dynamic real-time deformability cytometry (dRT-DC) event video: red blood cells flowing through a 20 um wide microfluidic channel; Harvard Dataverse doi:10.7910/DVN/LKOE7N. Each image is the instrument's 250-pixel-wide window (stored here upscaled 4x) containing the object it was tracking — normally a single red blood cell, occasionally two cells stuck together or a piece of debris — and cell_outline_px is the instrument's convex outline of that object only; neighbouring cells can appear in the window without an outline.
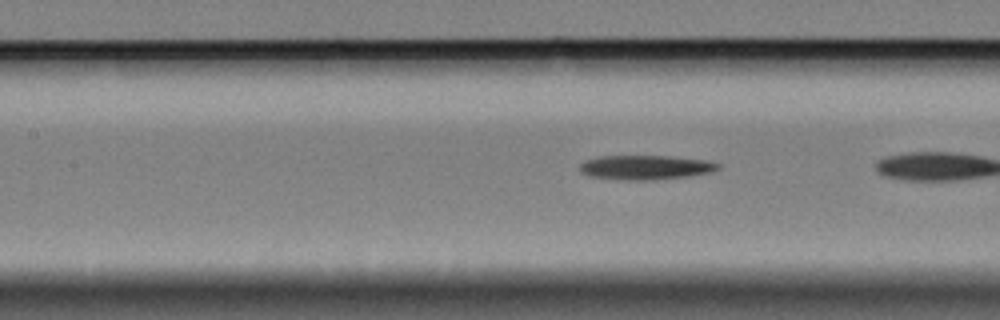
{"species": "Egyptian fruit bat (a non-hibernating species)", "species_latin": "Rousettus aegyptiacus", "temperature_condition": "cold", "stored_images_in_passage": 15, "camera_frame_rate_fps": 3000, "um_per_image_px": 0.085, "animal": {"sex": "female"}, "frame": {"image": 1, "passage_image": 7, "time_ms": 2.0, "image_size_px": [1000, 320], "cell_outline_px": [[720, 168], [708, 172], [688, 176], [644, 180], [628, 180], [588, 176], [580, 172], [580, 164], [584, 160], [600, 156], [668, 156], [704, 160], [720, 164]], "centroid_in_image_um": [54.8, 14.22], "position_along_channel_um": 152.6, "area_um2": 19.36}}